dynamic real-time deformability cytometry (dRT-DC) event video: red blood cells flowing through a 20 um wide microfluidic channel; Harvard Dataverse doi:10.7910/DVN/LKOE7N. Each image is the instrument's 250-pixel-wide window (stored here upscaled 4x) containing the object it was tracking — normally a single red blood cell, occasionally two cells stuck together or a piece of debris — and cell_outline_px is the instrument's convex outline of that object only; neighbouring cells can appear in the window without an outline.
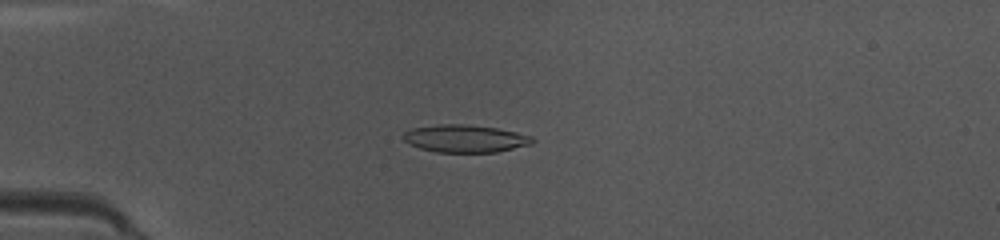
{"species": "common noctule bat (a hibernating species)", "species_latin": "Nyctalus noctula", "temperature_condition": "warm", "stored_images_in_passage": 48, "camera_frame_rate_fps": 3000, "um_per_image_px": 0.085, "animal": {"sex": "female", "body_mass_g": 10.0, "forearm_length_mm": 53.1}, "frame": {"image": 1, "passage_image": 13, "time_ms": 4.0, "image_size_px": [1000, 240], "cell_outline_px": [[536, 140], [532, 144], [496, 152], [436, 152], [420, 148], [408, 144], [400, 136], [404, 132], [412, 128], [440, 124], [464, 124], [496, 128], [516, 132], [532, 136]], "centroid_in_image_um": [39.51, 11.78], "position_along_channel_um": 45.5, "area_um2": 20.81}}
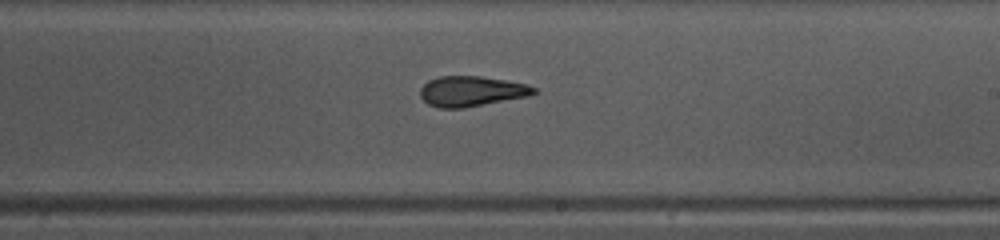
{"frame": {"image": 2, "passage_image": 29, "time_ms": 9.333, "image_size_px": [1000, 240], "cell_outline_px": [[536, 92], [528, 96], [464, 108], [440, 108], [428, 104], [420, 96], [420, 88], [428, 80], [440, 76], [480, 76], [528, 84], [536, 88]], "centroid_in_image_um": [40.05, 7.75], "position_along_channel_um": 248.9, "area_um2": 20.0}}
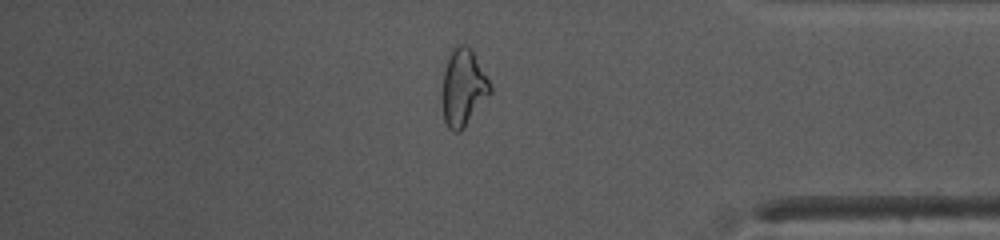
{"frame": {"image": 3, "passage_image": 41, "time_ms": 13.333, "image_size_px": [1000, 240], "cell_outline_px": [[492, 92], [464, 128], [460, 132], [452, 132], [448, 128], [444, 120], [440, 100], [440, 96], [444, 72], [448, 56], [452, 48], [456, 44], [464, 44], [472, 48], [492, 88]], "centroid_in_image_um": [39.34, 7.46], "position_along_channel_um": 395.9, "area_um2": 22.02}, "authors_computed_cell_mechanics": {"area_um2": 20.5479, "velocity_mm_per_s": 4.1708, "shape_relaxation_time_tau1_ms": 7.0402, "shape_relaxation_time_tau2_ms": 2.0891, "deformation_change_tau1": 0.2128, "deformation_change_tau2": 0.0906}}